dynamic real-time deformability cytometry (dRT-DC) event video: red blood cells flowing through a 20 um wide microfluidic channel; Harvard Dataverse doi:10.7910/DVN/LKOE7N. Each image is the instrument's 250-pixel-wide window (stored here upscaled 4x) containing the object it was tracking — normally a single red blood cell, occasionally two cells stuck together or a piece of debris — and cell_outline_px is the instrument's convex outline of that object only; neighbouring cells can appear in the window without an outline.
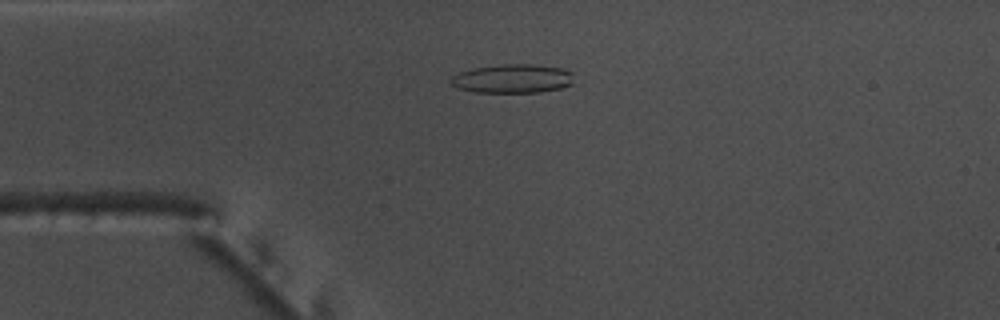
{"species": "common noctule bat (a hibernating species)", "species_latin": "Nyctalus noctula", "temperature_condition": "warm", "stored_images_in_passage": 35, "camera_frame_rate_fps": 3000, "um_per_image_px": 0.085, "animal": {"sex": "male", "body_mass_g": 17.5, "forearm_length_mm": 52.3}, "frame": {"image": 1, "passage_image": 6, "time_ms": 1.667, "image_size_px": [1000, 320], "cell_outline_px": [[572, 84], [560, 88], [540, 92], [476, 92], [456, 88], [448, 80], [452, 76], [460, 72], [476, 68], [504, 64], [532, 64], [560, 68], [572, 72]], "centroid_in_image_um": [43.55, 6.69], "position_along_channel_um": 41.4, "area_um2": 20.52}}
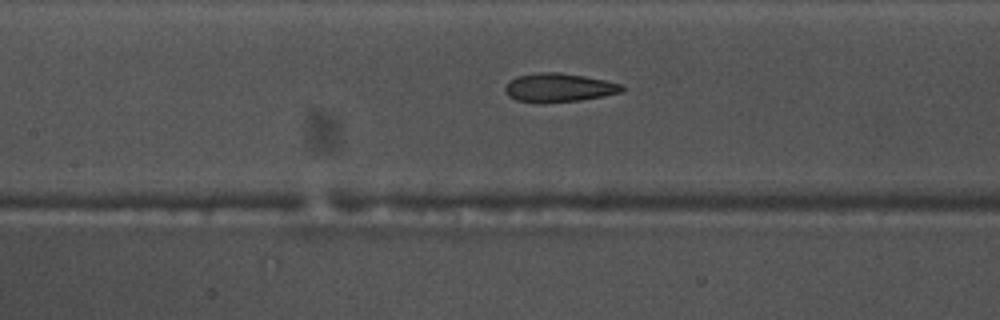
{"frame": {"image": 2, "passage_image": 17, "time_ms": 5.333, "image_size_px": [1000, 320], "cell_outline_px": [[624, 92], [580, 100], [540, 104], [516, 100], [508, 96], [504, 92], [504, 88], [516, 76], [540, 72], [560, 72], [584, 76], [604, 80], [620, 84], [624, 88]], "centroid_in_image_um": [47.47, 7.46], "position_along_channel_um": 159.9, "area_um2": 19.65}}
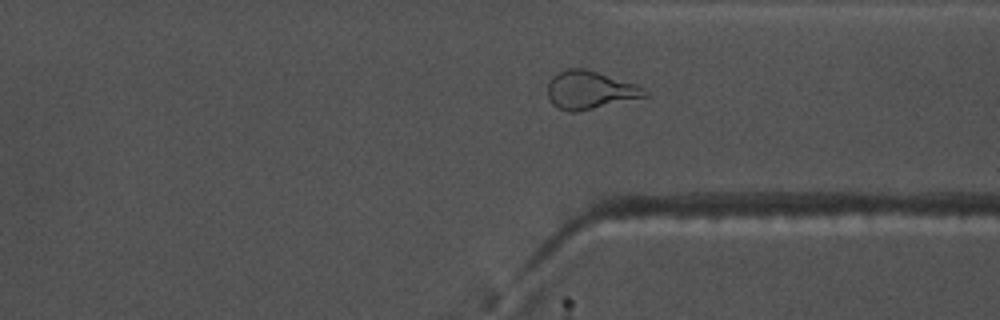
{"frame": {"image": 3, "passage_image": 33, "time_ms": 10.667, "image_size_px": [1000, 320], "cell_outline_px": [[648, 96], [576, 112], [568, 112], [552, 104], [548, 96], [548, 80], [552, 76], [568, 68], [584, 68], [636, 84], [648, 92]], "centroid_in_image_um": [50.12, 7.65], "position_along_channel_um": 361.3, "area_um2": 21.33}, "authors_computed_cell_mechanics": {"area_um2": 19.7676, "velocity_mm_per_s": 3.7797, "shape_relaxation_time_tau1_ms": null, "shape_relaxation_time_tau2_ms": 2.0932, "deformation_change_tau1": null, "deformation_change_tau2": 0.1132}}